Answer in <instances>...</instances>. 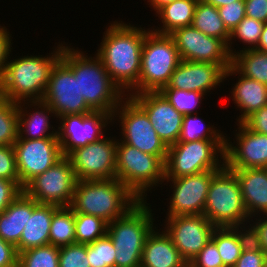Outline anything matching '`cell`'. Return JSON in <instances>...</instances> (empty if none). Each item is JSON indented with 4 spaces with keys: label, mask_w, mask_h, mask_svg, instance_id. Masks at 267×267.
Instances as JSON below:
<instances>
[{
    "label": "cell",
    "mask_w": 267,
    "mask_h": 267,
    "mask_svg": "<svg viewBox=\"0 0 267 267\" xmlns=\"http://www.w3.org/2000/svg\"><path fill=\"white\" fill-rule=\"evenodd\" d=\"M122 22L115 21L108 26L95 55L102 60L112 81L126 95L125 92L138 83L142 46L150 30Z\"/></svg>",
    "instance_id": "1"
},
{
    "label": "cell",
    "mask_w": 267,
    "mask_h": 267,
    "mask_svg": "<svg viewBox=\"0 0 267 267\" xmlns=\"http://www.w3.org/2000/svg\"><path fill=\"white\" fill-rule=\"evenodd\" d=\"M78 78L79 93L94 112L113 114L124 93L112 81L102 60L63 46L60 59Z\"/></svg>",
    "instance_id": "2"
},
{
    "label": "cell",
    "mask_w": 267,
    "mask_h": 267,
    "mask_svg": "<svg viewBox=\"0 0 267 267\" xmlns=\"http://www.w3.org/2000/svg\"><path fill=\"white\" fill-rule=\"evenodd\" d=\"M56 48L51 57L31 55L7 61L0 82L2 99L14 103L42 100L52 69L61 59L63 44Z\"/></svg>",
    "instance_id": "3"
},
{
    "label": "cell",
    "mask_w": 267,
    "mask_h": 267,
    "mask_svg": "<svg viewBox=\"0 0 267 267\" xmlns=\"http://www.w3.org/2000/svg\"><path fill=\"white\" fill-rule=\"evenodd\" d=\"M140 200L119 180L77 181L70 208L111 222L124 216Z\"/></svg>",
    "instance_id": "4"
},
{
    "label": "cell",
    "mask_w": 267,
    "mask_h": 267,
    "mask_svg": "<svg viewBox=\"0 0 267 267\" xmlns=\"http://www.w3.org/2000/svg\"><path fill=\"white\" fill-rule=\"evenodd\" d=\"M146 200H140L124 216L108 223L107 234L115 251V267H140L143 247L153 226V213Z\"/></svg>",
    "instance_id": "5"
},
{
    "label": "cell",
    "mask_w": 267,
    "mask_h": 267,
    "mask_svg": "<svg viewBox=\"0 0 267 267\" xmlns=\"http://www.w3.org/2000/svg\"><path fill=\"white\" fill-rule=\"evenodd\" d=\"M180 62L173 38L169 34H158L150 30L145 35L142 46L138 83L130 90L132 94H128L159 92L167 86Z\"/></svg>",
    "instance_id": "6"
},
{
    "label": "cell",
    "mask_w": 267,
    "mask_h": 267,
    "mask_svg": "<svg viewBox=\"0 0 267 267\" xmlns=\"http://www.w3.org/2000/svg\"><path fill=\"white\" fill-rule=\"evenodd\" d=\"M203 215L215 227H241L244 222L250 223L239 181L225 165L212 177Z\"/></svg>",
    "instance_id": "7"
},
{
    "label": "cell",
    "mask_w": 267,
    "mask_h": 267,
    "mask_svg": "<svg viewBox=\"0 0 267 267\" xmlns=\"http://www.w3.org/2000/svg\"><path fill=\"white\" fill-rule=\"evenodd\" d=\"M116 155V179L139 200L146 199L147 190L165 181V163L158 156L141 152L122 141H117Z\"/></svg>",
    "instance_id": "8"
},
{
    "label": "cell",
    "mask_w": 267,
    "mask_h": 267,
    "mask_svg": "<svg viewBox=\"0 0 267 267\" xmlns=\"http://www.w3.org/2000/svg\"><path fill=\"white\" fill-rule=\"evenodd\" d=\"M224 149L225 140L177 142L168 147L165 178H178L207 170H220L225 165Z\"/></svg>",
    "instance_id": "9"
},
{
    "label": "cell",
    "mask_w": 267,
    "mask_h": 267,
    "mask_svg": "<svg viewBox=\"0 0 267 267\" xmlns=\"http://www.w3.org/2000/svg\"><path fill=\"white\" fill-rule=\"evenodd\" d=\"M126 96V101L122 99L112 114L113 120L119 117L121 121L123 140L120 141L141 152L158 156L165 163L168 147L153 129L146 112L128 94Z\"/></svg>",
    "instance_id": "10"
},
{
    "label": "cell",
    "mask_w": 267,
    "mask_h": 267,
    "mask_svg": "<svg viewBox=\"0 0 267 267\" xmlns=\"http://www.w3.org/2000/svg\"><path fill=\"white\" fill-rule=\"evenodd\" d=\"M76 183L71 162L64 156L44 173L33 178L23 191L37 203L69 207Z\"/></svg>",
    "instance_id": "11"
},
{
    "label": "cell",
    "mask_w": 267,
    "mask_h": 267,
    "mask_svg": "<svg viewBox=\"0 0 267 267\" xmlns=\"http://www.w3.org/2000/svg\"><path fill=\"white\" fill-rule=\"evenodd\" d=\"M116 145L117 140L102 137L71 151L66 157L77 181L116 178Z\"/></svg>",
    "instance_id": "12"
},
{
    "label": "cell",
    "mask_w": 267,
    "mask_h": 267,
    "mask_svg": "<svg viewBox=\"0 0 267 267\" xmlns=\"http://www.w3.org/2000/svg\"><path fill=\"white\" fill-rule=\"evenodd\" d=\"M13 147L22 188L64 157L58 138L31 140L18 137Z\"/></svg>",
    "instance_id": "13"
},
{
    "label": "cell",
    "mask_w": 267,
    "mask_h": 267,
    "mask_svg": "<svg viewBox=\"0 0 267 267\" xmlns=\"http://www.w3.org/2000/svg\"><path fill=\"white\" fill-rule=\"evenodd\" d=\"M42 101L54 111L56 118L94 112L79 93L78 78L61 60L52 69Z\"/></svg>",
    "instance_id": "14"
},
{
    "label": "cell",
    "mask_w": 267,
    "mask_h": 267,
    "mask_svg": "<svg viewBox=\"0 0 267 267\" xmlns=\"http://www.w3.org/2000/svg\"><path fill=\"white\" fill-rule=\"evenodd\" d=\"M169 35L181 60L219 64L225 71L231 66V55L221 39L205 35L192 25L177 28Z\"/></svg>",
    "instance_id": "15"
},
{
    "label": "cell",
    "mask_w": 267,
    "mask_h": 267,
    "mask_svg": "<svg viewBox=\"0 0 267 267\" xmlns=\"http://www.w3.org/2000/svg\"><path fill=\"white\" fill-rule=\"evenodd\" d=\"M166 223L164 231L187 264L210 241L216 228L204 215L166 217Z\"/></svg>",
    "instance_id": "16"
},
{
    "label": "cell",
    "mask_w": 267,
    "mask_h": 267,
    "mask_svg": "<svg viewBox=\"0 0 267 267\" xmlns=\"http://www.w3.org/2000/svg\"><path fill=\"white\" fill-rule=\"evenodd\" d=\"M59 119L57 138L63 156L104 137V127L113 121L112 115L104 112L64 115Z\"/></svg>",
    "instance_id": "17"
},
{
    "label": "cell",
    "mask_w": 267,
    "mask_h": 267,
    "mask_svg": "<svg viewBox=\"0 0 267 267\" xmlns=\"http://www.w3.org/2000/svg\"><path fill=\"white\" fill-rule=\"evenodd\" d=\"M218 171L207 170L194 175L165 178L166 182H172L174 188L167 216L203 215L210 182Z\"/></svg>",
    "instance_id": "18"
},
{
    "label": "cell",
    "mask_w": 267,
    "mask_h": 267,
    "mask_svg": "<svg viewBox=\"0 0 267 267\" xmlns=\"http://www.w3.org/2000/svg\"><path fill=\"white\" fill-rule=\"evenodd\" d=\"M237 125L236 146L225 138V166L230 170L267 168V135L250 130L243 122Z\"/></svg>",
    "instance_id": "19"
},
{
    "label": "cell",
    "mask_w": 267,
    "mask_h": 267,
    "mask_svg": "<svg viewBox=\"0 0 267 267\" xmlns=\"http://www.w3.org/2000/svg\"><path fill=\"white\" fill-rule=\"evenodd\" d=\"M130 97L146 112L153 129L167 147L178 142L184 115L160 92H144Z\"/></svg>",
    "instance_id": "20"
},
{
    "label": "cell",
    "mask_w": 267,
    "mask_h": 267,
    "mask_svg": "<svg viewBox=\"0 0 267 267\" xmlns=\"http://www.w3.org/2000/svg\"><path fill=\"white\" fill-rule=\"evenodd\" d=\"M224 73L219 64L181 60L167 86L206 94L225 80Z\"/></svg>",
    "instance_id": "21"
},
{
    "label": "cell",
    "mask_w": 267,
    "mask_h": 267,
    "mask_svg": "<svg viewBox=\"0 0 267 267\" xmlns=\"http://www.w3.org/2000/svg\"><path fill=\"white\" fill-rule=\"evenodd\" d=\"M241 187L243 204L250 218L267 214V168L232 170ZM257 212V213H256Z\"/></svg>",
    "instance_id": "22"
},
{
    "label": "cell",
    "mask_w": 267,
    "mask_h": 267,
    "mask_svg": "<svg viewBox=\"0 0 267 267\" xmlns=\"http://www.w3.org/2000/svg\"><path fill=\"white\" fill-rule=\"evenodd\" d=\"M158 232L153 229L148 235L140 267H188L166 232Z\"/></svg>",
    "instance_id": "23"
},
{
    "label": "cell",
    "mask_w": 267,
    "mask_h": 267,
    "mask_svg": "<svg viewBox=\"0 0 267 267\" xmlns=\"http://www.w3.org/2000/svg\"><path fill=\"white\" fill-rule=\"evenodd\" d=\"M23 103V105H22ZM29 103H31L29 105ZM33 106L36 109L28 113L26 110L28 106ZM22 106V107H21ZM24 106V108H23ZM40 108V110H39ZM27 111V112H25ZM54 115H52V114ZM55 116L54 111L42 100L40 101H23L18 103V137L21 139H43V138H57V131H48L51 128L49 122V115ZM48 131V132H47Z\"/></svg>",
    "instance_id": "24"
},
{
    "label": "cell",
    "mask_w": 267,
    "mask_h": 267,
    "mask_svg": "<svg viewBox=\"0 0 267 267\" xmlns=\"http://www.w3.org/2000/svg\"><path fill=\"white\" fill-rule=\"evenodd\" d=\"M24 191L0 213V238L15 247L20 242L23 229L28 221V214L38 205Z\"/></svg>",
    "instance_id": "25"
},
{
    "label": "cell",
    "mask_w": 267,
    "mask_h": 267,
    "mask_svg": "<svg viewBox=\"0 0 267 267\" xmlns=\"http://www.w3.org/2000/svg\"><path fill=\"white\" fill-rule=\"evenodd\" d=\"M59 207L47 204H38L28 214V221L23 229L20 242L16 246L17 252L50 244V225L53 213Z\"/></svg>",
    "instance_id": "26"
},
{
    "label": "cell",
    "mask_w": 267,
    "mask_h": 267,
    "mask_svg": "<svg viewBox=\"0 0 267 267\" xmlns=\"http://www.w3.org/2000/svg\"><path fill=\"white\" fill-rule=\"evenodd\" d=\"M242 226L216 227L212 233L211 240L216 244L222 262L226 267H233L236 264L242 250L251 240L249 226L247 227L248 230L245 226L242 229Z\"/></svg>",
    "instance_id": "27"
},
{
    "label": "cell",
    "mask_w": 267,
    "mask_h": 267,
    "mask_svg": "<svg viewBox=\"0 0 267 267\" xmlns=\"http://www.w3.org/2000/svg\"><path fill=\"white\" fill-rule=\"evenodd\" d=\"M233 86L234 104L241 110L237 122L242 123L253 112L267 105V85L240 75Z\"/></svg>",
    "instance_id": "28"
},
{
    "label": "cell",
    "mask_w": 267,
    "mask_h": 267,
    "mask_svg": "<svg viewBox=\"0 0 267 267\" xmlns=\"http://www.w3.org/2000/svg\"><path fill=\"white\" fill-rule=\"evenodd\" d=\"M231 56V66L225 71L224 78L240 74L267 85V52L244 49Z\"/></svg>",
    "instance_id": "29"
},
{
    "label": "cell",
    "mask_w": 267,
    "mask_h": 267,
    "mask_svg": "<svg viewBox=\"0 0 267 267\" xmlns=\"http://www.w3.org/2000/svg\"><path fill=\"white\" fill-rule=\"evenodd\" d=\"M197 2L198 0H174L164 5L156 12L163 26L152 31L170 34L177 28L191 26Z\"/></svg>",
    "instance_id": "30"
},
{
    "label": "cell",
    "mask_w": 267,
    "mask_h": 267,
    "mask_svg": "<svg viewBox=\"0 0 267 267\" xmlns=\"http://www.w3.org/2000/svg\"><path fill=\"white\" fill-rule=\"evenodd\" d=\"M192 26L205 35L221 39L227 46L230 42L231 32L226 28L218 9L213 5L198 0Z\"/></svg>",
    "instance_id": "31"
},
{
    "label": "cell",
    "mask_w": 267,
    "mask_h": 267,
    "mask_svg": "<svg viewBox=\"0 0 267 267\" xmlns=\"http://www.w3.org/2000/svg\"><path fill=\"white\" fill-rule=\"evenodd\" d=\"M50 244L57 247L76 243L75 213L70 207H59L52 216Z\"/></svg>",
    "instance_id": "32"
},
{
    "label": "cell",
    "mask_w": 267,
    "mask_h": 267,
    "mask_svg": "<svg viewBox=\"0 0 267 267\" xmlns=\"http://www.w3.org/2000/svg\"><path fill=\"white\" fill-rule=\"evenodd\" d=\"M108 222L98 216L75 213V238L77 244H90L107 234Z\"/></svg>",
    "instance_id": "33"
},
{
    "label": "cell",
    "mask_w": 267,
    "mask_h": 267,
    "mask_svg": "<svg viewBox=\"0 0 267 267\" xmlns=\"http://www.w3.org/2000/svg\"><path fill=\"white\" fill-rule=\"evenodd\" d=\"M197 114L184 115L181 134L178 142H193L198 140H225L223 133H220L213 126L203 125Z\"/></svg>",
    "instance_id": "34"
},
{
    "label": "cell",
    "mask_w": 267,
    "mask_h": 267,
    "mask_svg": "<svg viewBox=\"0 0 267 267\" xmlns=\"http://www.w3.org/2000/svg\"><path fill=\"white\" fill-rule=\"evenodd\" d=\"M18 267H59V247L47 244L19 252Z\"/></svg>",
    "instance_id": "35"
},
{
    "label": "cell",
    "mask_w": 267,
    "mask_h": 267,
    "mask_svg": "<svg viewBox=\"0 0 267 267\" xmlns=\"http://www.w3.org/2000/svg\"><path fill=\"white\" fill-rule=\"evenodd\" d=\"M18 138V103L0 99V146H13Z\"/></svg>",
    "instance_id": "36"
},
{
    "label": "cell",
    "mask_w": 267,
    "mask_h": 267,
    "mask_svg": "<svg viewBox=\"0 0 267 267\" xmlns=\"http://www.w3.org/2000/svg\"><path fill=\"white\" fill-rule=\"evenodd\" d=\"M182 115L195 114L194 109L201 104V99L206 94L196 91L163 87L159 91ZM197 106V107H196Z\"/></svg>",
    "instance_id": "37"
},
{
    "label": "cell",
    "mask_w": 267,
    "mask_h": 267,
    "mask_svg": "<svg viewBox=\"0 0 267 267\" xmlns=\"http://www.w3.org/2000/svg\"><path fill=\"white\" fill-rule=\"evenodd\" d=\"M115 251L108 234L87 244V259L91 267H115Z\"/></svg>",
    "instance_id": "38"
},
{
    "label": "cell",
    "mask_w": 267,
    "mask_h": 267,
    "mask_svg": "<svg viewBox=\"0 0 267 267\" xmlns=\"http://www.w3.org/2000/svg\"><path fill=\"white\" fill-rule=\"evenodd\" d=\"M264 28V23L256 19L245 16V18L231 31L230 42L227 46L229 54L232 56L235 52L231 48V40L240 39L241 42L250 45L244 49H254L260 39L261 33ZM231 43V45H230ZM252 46V47H251Z\"/></svg>",
    "instance_id": "39"
},
{
    "label": "cell",
    "mask_w": 267,
    "mask_h": 267,
    "mask_svg": "<svg viewBox=\"0 0 267 267\" xmlns=\"http://www.w3.org/2000/svg\"><path fill=\"white\" fill-rule=\"evenodd\" d=\"M59 267H91L87 259V244L59 247Z\"/></svg>",
    "instance_id": "40"
},
{
    "label": "cell",
    "mask_w": 267,
    "mask_h": 267,
    "mask_svg": "<svg viewBox=\"0 0 267 267\" xmlns=\"http://www.w3.org/2000/svg\"><path fill=\"white\" fill-rule=\"evenodd\" d=\"M267 253L250 240L233 267H265Z\"/></svg>",
    "instance_id": "41"
},
{
    "label": "cell",
    "mask_w": 267,
    "mask_h": 267,
    "mask_svg": "<svg viewBox=\"0 0 267 267\" xmlns=\"http://www.w3.org/2000/svg\"><path fill=\"white\" fill-rule=\"evenodd\" d=\"M219 16L231 32L246 16L244 0L218 7Z\"/></svg>",
    "instance_id": "42"
},
{
    "label": "cell",
    "mask_w": 267,
    "mask_h": 267,
    "mask_svg": "<svg viewBox=\"0 0 267 267\" xmlns=\"http://www.w3.org/2000/svg\"><path fill=\"white\" fill-rule=\"evenodd\" d=\"M188 267H226L216 244L210 239L205 247L192 259Z\"/></svg>",
    "instance_id": "43"
},
{
    "label": "cell",
    "mask_w": 267,
    "mask_h": 267,
    "mask_svg": "<svg viewBox=\"0 0 267 267\" xmlns=\"http://www.w3.org/2000/svg\"><path fill=\"white\" fill-rule=\"evenodd\" d=\"M0 178L19 181L13 146H0Z\"/></svg>",
    "instance_id": "44"
},
{
    "label": "cell",
    "mask_w": 267,
    "mask_h": 267,
    "mask_svg": "<svg viewBox=\"0 0 267 267\" xmlns=\"http://www.w3.org/2000/svg\"><path fill=\"white\" fill-rule=\"evenodd\" d=\"M22 192L23 188L19 181L0 178V213Z\"/></svg>",
    "instance_id": "45"
},
{
    "label": "cell",
    "mask_w": 267,
    "mask_h": 267,
    "mask_svg": "<svg viewBox=\"0 0 267 267\" xmlns=\"http://www.w3.org/2000/svg\"><path fill=\"white\" fill-rule=\"evenodd\" d=\"M266 216V217H265ZM250 224L251 240L267 253V214Z\"/></svg>",
    "instance_id": "46"
},
{
    "label": "cell",
    "mask_w": 267,
    "mask_h": 267,
    "mask_svg": "<svg viewBox=\"0 0 267 267\" xmlns=\"http://www.w3.org/2000/svg\"><path fill=\"white\" fill-rule=\"evenodd\" d=\"M243 123L257 133L267 135V105L249 115Z\"/></svg>",
    "instance_id": "47"
},
{
    "label": "cell",
    "mask_w": 267,
    "mask_h": 267,
    "mask_svg": "<svg viewBox=\"0 0 267 267\" xmlns=\"http://www.w3.org/2000/svg\"><path fill=\"white\" fill-rule=\"evenodd\" d=\"M244 2L247 17L267 22V0H244Z\"/></svg>",
    "instance_id": "48"
},
{
    "label": "cell",
    "mask_w": 267,
    "mask_h": 267,
    "mask_svg": "<svg viewBox=\"0 0 267 267\" xmlns=\"http://www.w3.org/2000/svg\"><path fill=\"white\" fill-rule=\"evenodd\" d=\"M10 33L7 31V28L4 26H0V82L2 80L5 66L7 63L8 58H10L11 52V36Z\"/></svg>",
    "instance_id": "49"
},
{
    "label": "cell",
    "mask_w": 267,
    "mask_h": 267,
    "mask_svg": "<svg viewBox=\"0 0 267 267\" xmlns=\"http://www.w3.org/2000/svg\"><path fill=\"white\" fill-rule=\"evenodd\" d=\"M0 267H18V252L14 245L0 238Z\"/></svg>",
    "instance_id": "50"
},
{
    "label": "cell",
    "mask_w": 267,
    "mask_h": 267,
    "mask_svg": "<svg viewBox=\"0 0 267 267\" xmlns=\"http://www.w3.org/2000/svg\"><path fill=\"white\" fill-rule=\"evenodd\" d=\"M254 49L259 50L261 52H267V22L264 23V28L261 33L259 42Z\"/></svg>",
    "instance_id": "51"
},
{
    "label": "cell",
    "mask_w": 267,
    "mask_h": 267,
    "mask_svg": "<svg viewBox=\"0 0 267 267\" xmlns=\"http://www.w3.org/2000/svg\"><path fill=\"white\" fill-rule=\"evenodd\" d=\"M200 1L208 3L218 8L240 0H200Z\"/></svg>",
    "instance_id": "52"
},
{
    "label": "cell",
    "mask_w": 267,
    "mask_h": 267,
    "mask_svg": "<svg viewBox=\"0 0 267 267\" xmlns=\"http://www.w3.org/2000/svg\"><path fill=\"white\" fill-rule=\"evenodd\" d=\"M174 0H148V2H150L149 4H151L150 6H152V8H154V11H158L161 7H163L164 5L173 2Z\"/></svg>",
    "instance_id": "53"
}]
</instances>
